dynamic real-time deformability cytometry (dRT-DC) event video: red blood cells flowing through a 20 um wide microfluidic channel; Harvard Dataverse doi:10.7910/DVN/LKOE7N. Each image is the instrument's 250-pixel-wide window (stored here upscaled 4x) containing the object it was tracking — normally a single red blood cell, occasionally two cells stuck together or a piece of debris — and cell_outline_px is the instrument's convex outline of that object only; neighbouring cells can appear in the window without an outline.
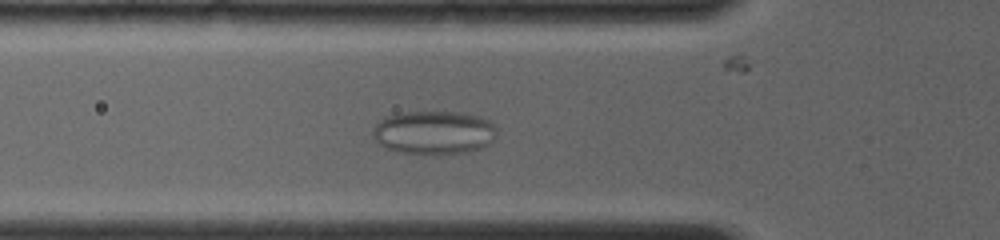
{"species": "common noctule bat (a hibernating species)", "species_latin": "Nyctalus noctula", "temperature_condition": "room temperature", "stored_images_in_passage": 46, "camera_frame_rate_fps": 4000, "um_per_image_px": 0.085, "animal": {"sex": "female", "body_mass_g": 19.0, "forearm_length_mm": 56.7}, "frame": {"image": 1, "passage_image": 14, "time_ms": 5.0, "image_size_px": [1000, 240], "cell_outline_px": [[496, 136], [488, 144], [480, 148], [468, 152], [404, 152], [388, 148], [376, 144], [372, 136], [372, 132], [376, 124], [384, 116], [400, 112], [460, 112], [480, 116], [488, 120], [496, 128]], "centroid_in_image_um": [36.85, 11.22], "position_along_channel_um": 88.9, "area_um2": 31.04}}
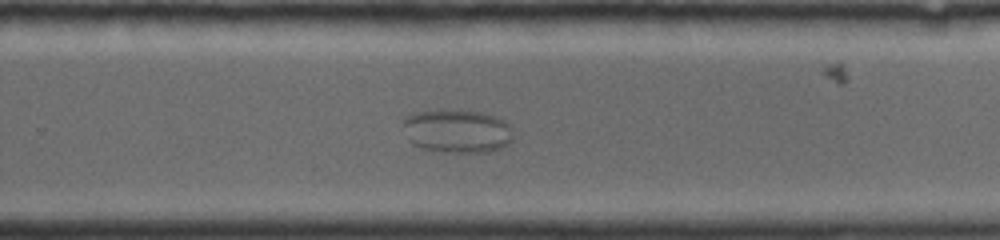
{"frame": {"image": 2, "passage_image": 30, "time_ms": 10.5, "image_size_px": [1000, 240], "cell_outline_px": [[512, 140], [508, 144], [500, 148], [488, 152], [452, 152], [424, 148], [412, 144], [408, 140], [400, 128], [400, 124], [404, 116], [416, 112], [476, 112], [492, 116], [504, 120], [512, 128]], "centroid_in_image_um": [38.8, 11.17], "position_along_channel_um": 291.0, "area_um2": 27.46}}